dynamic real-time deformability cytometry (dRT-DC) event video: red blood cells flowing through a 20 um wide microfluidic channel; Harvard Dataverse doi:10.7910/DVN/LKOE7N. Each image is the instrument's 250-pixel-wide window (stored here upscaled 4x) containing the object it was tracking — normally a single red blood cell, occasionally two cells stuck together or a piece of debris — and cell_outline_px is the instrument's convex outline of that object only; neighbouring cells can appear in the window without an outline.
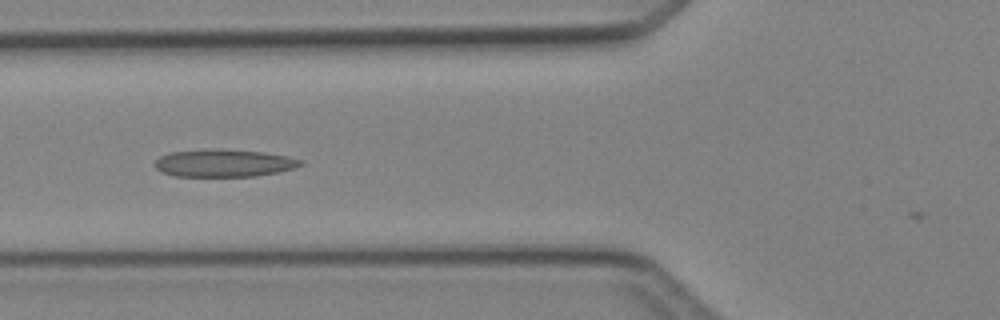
{"species": "Egyptian fruit bat (a non-hibernating species)", "species_latin": "Rousettus aegyptiacus", "temperature_condition": "cold", "stored_images_in_passage": 2, "camera_frame_rate_fps": 3000, "um_per_image_px": 0.085, "animal": {"sex": "female"}, "frame": {"image": 1, "passage_image": 2, "time_ms": 1.0, "image_size_px": [1000, 320], "cell_outline_px": [[304, 164], [296, 168], [256, 176], [176, 176], [160, 172], [152, 164], [160, 156], [172, 152], [264, 152], [288, 156], [304, 160]], "centroid_in_image_um": [19.08, 13.92], "position_along_channel_um": 106.7, "area_um2": 22.25}}